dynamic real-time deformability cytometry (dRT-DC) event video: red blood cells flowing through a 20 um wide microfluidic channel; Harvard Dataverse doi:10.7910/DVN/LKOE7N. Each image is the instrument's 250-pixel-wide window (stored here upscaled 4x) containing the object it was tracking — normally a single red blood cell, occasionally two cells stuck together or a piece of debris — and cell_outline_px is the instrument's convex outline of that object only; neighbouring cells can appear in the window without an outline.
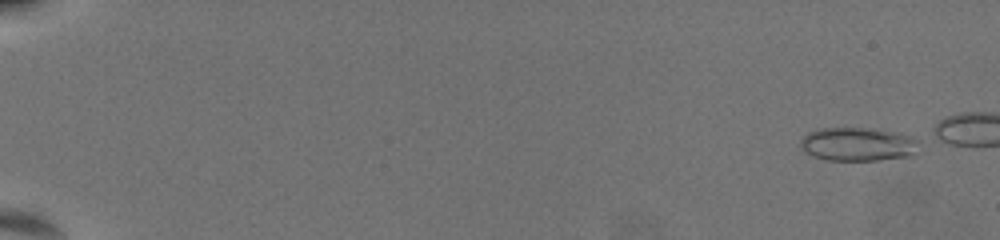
{"species": "common noctule bat (a hibernating species)", "species_latin": "Nyctalus noctula", "temperature_condition": "warm", "stored_images_in_passage": 25, "camera_frame_rate_fps": 3000, "um_per_image_px": 0.085, "animal": {"sex": "female", "body_mass_g": 19.5, "forearm_length_mm": 54.1}, "frame": {"image": 1, "passage_image": 1, "time_ms": 0.0, "image_size_px": [1000, 240], "cell_outline_px": [[916, 140], [912, 152], [908, 156], [876, 160], [824, 160], [800, 148], [800, 140], [808, 132], [820, 128], [868, 128], [892, 132], [908, 136]], "centroid_in_image_um": [72.8, 12.25], "position_along_channel_um": 12.2, "area_um2": 22.48}}
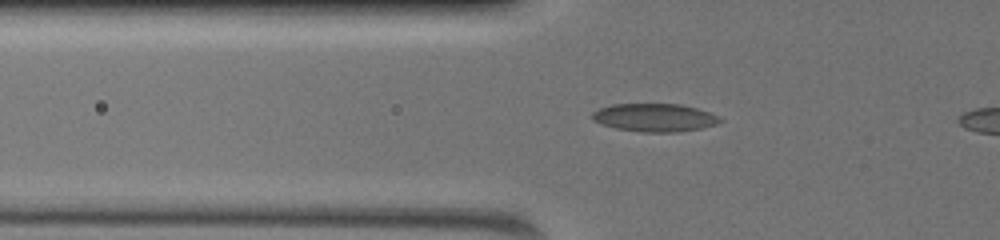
{"frame": {"image": 2, "passage_image": 22, "time_ms": 7.0, "image_size_px": [1000, 240], "cell_outline_px": [[724, 120], [716, 124], [700, 128], [676, 132], [640, 132], [616, 128], [600, 124], [592, 120], [592, 112], [600, 108], [612, 104], [680, 104], [696, 108], [708, 112]], "centroid_in_image_um": [55.6, 9.99], "position_along_channel_um": 70.2, "area_um2": 20.81}}